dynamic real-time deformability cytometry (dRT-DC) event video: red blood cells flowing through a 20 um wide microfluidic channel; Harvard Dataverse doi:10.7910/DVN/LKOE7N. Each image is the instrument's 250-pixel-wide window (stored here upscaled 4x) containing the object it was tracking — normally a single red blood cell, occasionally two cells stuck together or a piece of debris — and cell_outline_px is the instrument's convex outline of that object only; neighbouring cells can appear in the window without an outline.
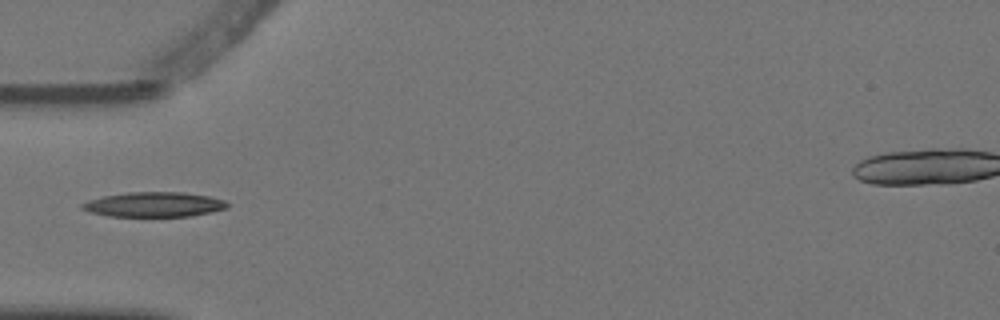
{"species": "Egyptian fruit bat (a non-hibernating species)", "species_latin": "Rousettus aegyptiacus", "temperature_condition": "warm", "stored_images_in_passage": 2, "camera_frame_rate_fps": 3000, "um_per_image_px": 0.085, "animal": {"sex": "female"}, "frame": {"image": 1, "passage_image": 2, "time_ms": 0.333, "image_size_px": [1000, 320], "cell_outline_px": [[228, 208], [192, 216], [108, 216], [92, 212], [80, 208], [80, 204], [88, 200], [104, 196], [128, 192], [184, 192], [208, 196], [224, 200], [228, 204]], "centroid_in_image_um": [13.09, 17.38], "position_along_channel_um": 71.9, "area_um2": 20.92}}